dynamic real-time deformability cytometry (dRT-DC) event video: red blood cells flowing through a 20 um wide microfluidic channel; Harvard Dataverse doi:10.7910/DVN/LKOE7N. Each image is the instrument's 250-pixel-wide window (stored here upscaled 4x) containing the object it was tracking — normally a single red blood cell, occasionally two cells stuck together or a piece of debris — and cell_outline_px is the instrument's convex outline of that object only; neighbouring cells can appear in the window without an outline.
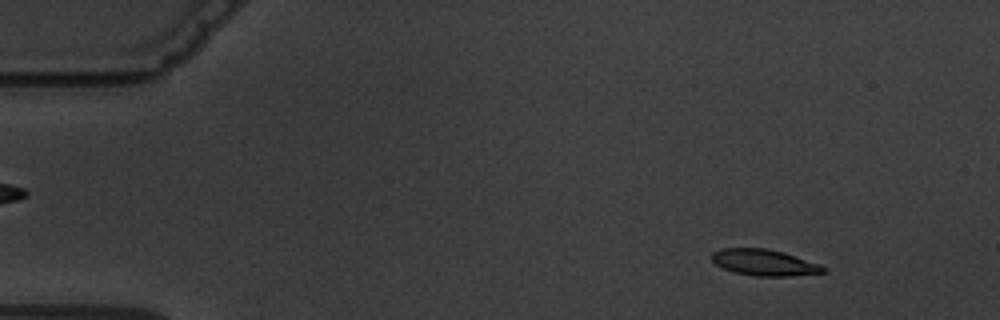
{"species": "common noctule bat (a hibernating species)", "species_latin": "Nyctalus noctula", "temperature_condition": "warm", "stored_images_in_passage": 3, "camera_frame_rate_fps": 3000, "um_per_image_px": 0.085, "animal": {"sex": "male", "body_mass_g": 19.5, "forearm_length_mm": 54.6}, "frame": {"image": 1, "passage_image": 1, "time_ms": 0.0, "image_size_px": [1000, 320], "cell_outline_px": [[828, 268], [824, 272], [788, 276], [756, 276], [732, 272], [716, 264], [712, 260], [712, 252], [720, 248], [768, 248], [784, 252], [820, 264]], "centroid_in_image_um": [64.96, 22.3], "position_along_channel_um": 20.0, "area_um2": 17.11}}
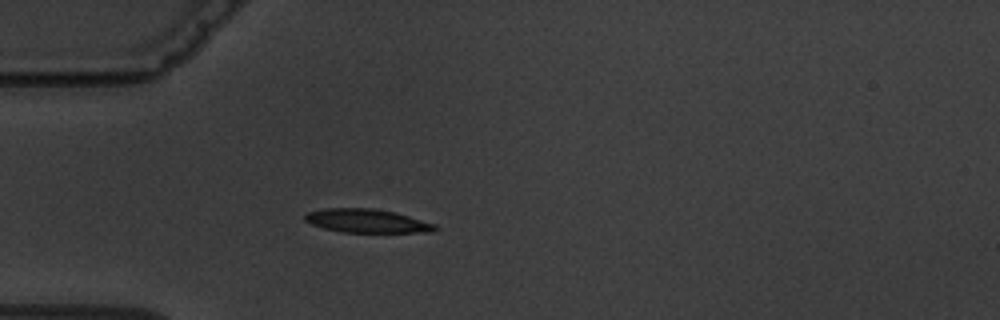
{"frame": {"image": 2, "passage_image": 3, "time_ms": 3.333, "image_size_px": [1000, 320], "cell_outline_px": [[440, 228], [436, 232], [340, 232], [324, 228], [312, 224], [304, 220], [304, 216], [308, 212], [324, 208], [376, 208], [396, 212], [436, 224]], "centroid_in_image_um": [31.24, 18.77], "position_along_channel_um": 53.8, "area_um2": 18.09}}